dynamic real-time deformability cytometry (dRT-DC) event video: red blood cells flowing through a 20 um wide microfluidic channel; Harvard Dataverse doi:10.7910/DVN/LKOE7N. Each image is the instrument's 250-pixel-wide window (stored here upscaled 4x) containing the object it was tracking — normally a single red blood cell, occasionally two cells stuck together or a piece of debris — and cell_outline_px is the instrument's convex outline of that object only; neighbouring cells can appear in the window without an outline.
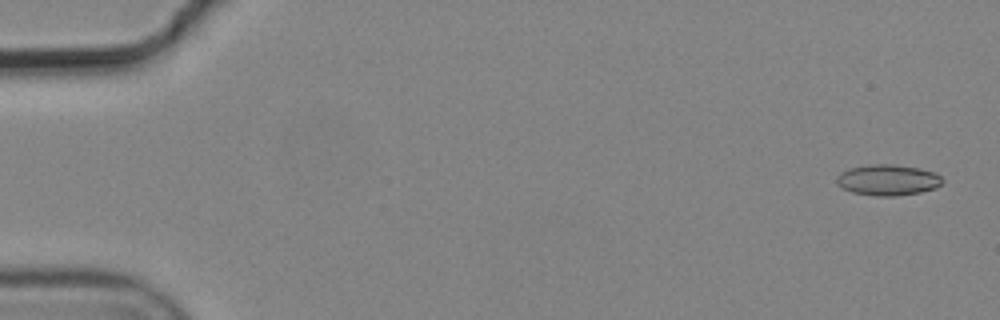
{"species": "common noctule bat (a hibernating species)", "species_latin": "Nyctalus noctula", "temperature_condition": "cold", "stored_images_in_passage": 6, "camera_frame_rate_fps": 3000, "um_per_image_px": 0.085, "animal": {"sex": "male", "body_mass_g": 19.2, "forearm_length_mm": 51.8}, "frame": {"image": 1, "passage_image": 1, "time_ms": 0.0, "image_size_px": [1000, 320], "cell_outline_px": [[944, 180], [936, 188], [920, 192], [896, 196], [876, 196], [852, 192], [836, 184], [836, 176], [840, 172], [852, 168], [872, 164], [892, 164], [916, 168], [936, 172]], "centroid_in_image_um": [75.46, 15.3], "position_along_channel_um": 9.5, "area_um2": 18.96}}
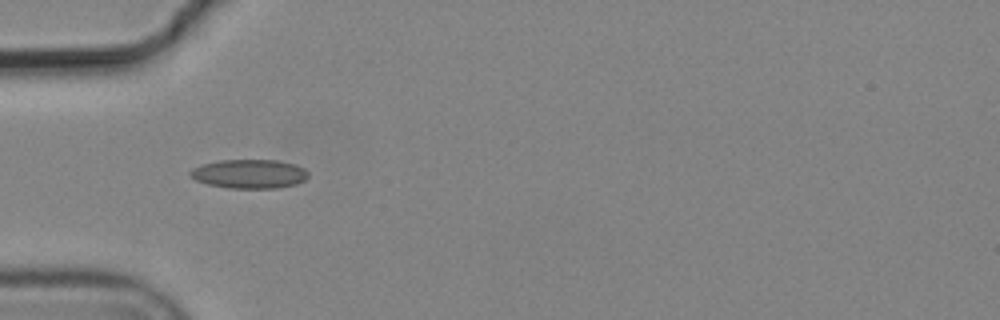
{"frame": {"image": 2, "passage_image": 5, "time_ms": 1.333, "image_size_px": [1000, 320], "cell_outline_px": [[308, 176], [304, 180], [296, 184], [276, 188], [228, 188], [208, 184], [196, 180], [188, 176], [188, 172], [192, 168], [200, 164], [220, 160], [276, 160], [296, 164], [304, 168], [308, 172]], "centroid_in_image_um": [21.16, 14.77], "position_along_channel_um": 63.8, "area_um2": 20.11}}
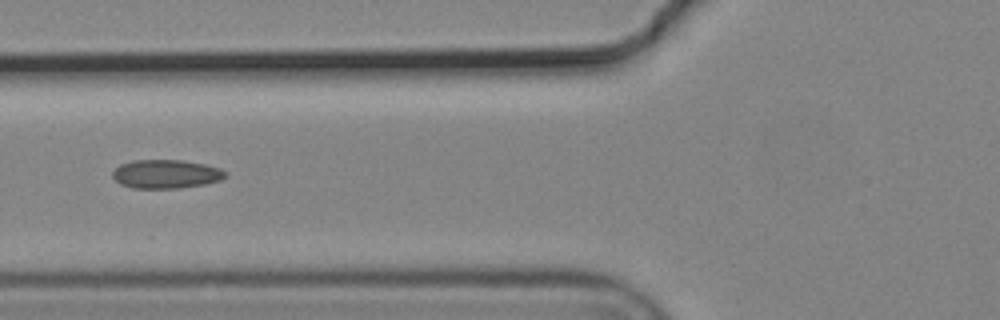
{"frame": {"image": 3, "passage_image": 6, "time_ms": 1.667, "image_size_px": [1000, 320], "cell_outline_px": [[228, 176], [220, 180], [204, 184], [180, 188], [132, 188], [120, 184], [112, 176], [112, 172], [120, 164], [132, 160], [184, 160], [204, 164], [220, 168], [228, 172]], "centroid_in_image_um": [14.13, 14.79], "position_along_channel_um": 111.7, "area_um2": 19.02}}